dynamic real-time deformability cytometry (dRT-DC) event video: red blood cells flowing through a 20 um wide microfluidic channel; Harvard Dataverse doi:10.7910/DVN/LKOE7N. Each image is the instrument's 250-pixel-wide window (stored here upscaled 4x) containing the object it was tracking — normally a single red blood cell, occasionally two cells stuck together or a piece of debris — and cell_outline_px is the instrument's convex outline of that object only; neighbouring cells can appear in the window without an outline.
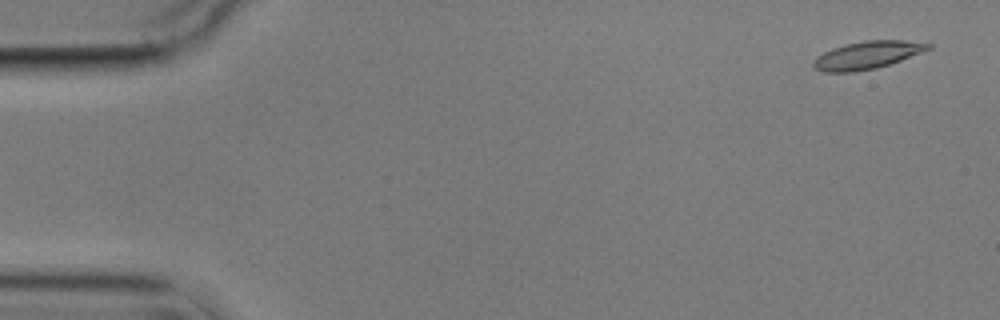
{"species": "common noctule bat (a hibernating species)", "species_latin": "Nyctalus noctula", "temperature_condition": "cold", "stored_images_in_passage": 5, "camera_frame_rate_fps": 3000, "um_per_image_px": 0.085, "animal": {"sex": "male", "body_mass_g": 17.9}, "frame": {"image": 1, "passage_image": 1, "time_ms": 0.0, "image_size_px": [1000, 320], "cell_outline_px": [[932, 48], [900, 60], [876, 68], [852, 72], [824, 72], [812, 68], [812, 60], [816, 56], [832, 48], [844, 44], [864, 40], [908, 40], [932, 44]], "centroid_in_image_um": [73.66, 4.68], "position_along_channel_um": 11.3, "area_um2": 18.61}}
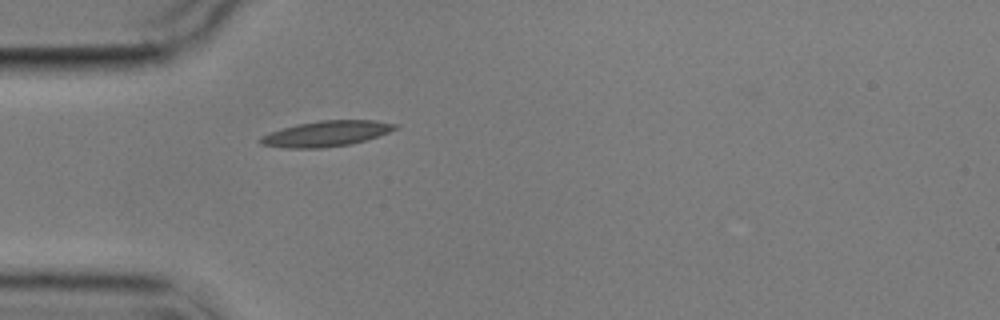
{"frame": {"image": 2, "passage_image": 5, "time_ms": 4.667, "image_size_px": [1000, 320], "cell_outline_px": [[400, 124], [396, 128], [388, 132], [364, 140], [348, 144], [320, 148], [284, 148], [260, 144], [256, 140], [260, 136], [268, 132], [296, 124], [320, 120], [376, 120]], "centroid_in_image_um": [27.66, 11.35], "position_along_channel_um": 57.3, "area_um2": 20.11}}